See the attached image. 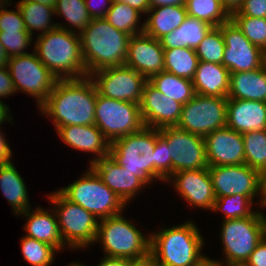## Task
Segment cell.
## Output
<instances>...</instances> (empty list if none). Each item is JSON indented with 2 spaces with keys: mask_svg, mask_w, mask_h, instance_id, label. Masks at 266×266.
<instances>
[{
  "mask_svg": "<svg viewBox=\"0 0 266 266\" xmlns=\"http://www.w3.org/2000/svg\"><path fill=\"white\" fill-rule=\"evenodd\" d=\"M266 102V69L230 73L228 97Z\"/></svg>",
  "mask_w": 266,
  "mask_h": 266,
  "instance_id": "cell-26",
  "label": "cell"
},
{
  "mask_svg": "<svg viewBox=\"0 0 266 266\" xmlns=\"http://www.w3.org/2000/svg\"><path fill=\"white\" fill-rule=\"evenodd\" d=\"M128 266H160L154 257V255L149 252L147 255L140 258L128 259Z\"/></svg>",
  "mask_w": 266,
  "mask_h": 266,
  "instance_id": "cell-49",
  "label": "cell"
},
{
  "mask_svg": "<svg viewBox=\"0 0 266 266\" xmlns=\"http://www.w3.org/2000/svg\"><path fill=\"white\" fill-rule=\"evenodd\" d=\"M245 146V164L266 174V130L242 133Z\"/></svg>",
  "mask_w": 266,
  "mask_h": 266,
  "instance_id": "cell-36",
  "label": "cell"
},
{
  "mask_svg": "<svg viewBox=\"0 0 266 266\" xmlns=\"http://www.w3.org/2000/svg\"><path fill=\"white\" fill-rule=\"evenodd\" d=\"M154 180L167 181L171 176V157L169 156L168 142L155 129V147H154Z\"/></svg>",
  "mask_w": 266,
  "mask_h": 266,
  "instance_id": "cell-41",
  "label": "cell"
},
{
  "mask_svg": "<svg viewBox=\"0 0 266 266\" xmlns=\"http://www.w3.org/2000/svg\"><path fill=\"white\" fill-rule=\"evenodd\" d=\"M246 266H266V235L244 263Z\"/></svg>",
  "mask_w": 266,
  "mask_h": 266,
  "instance_id": "cell-45",
  "label": "cell"
},
{
  "mask_svg": "<svg viewBox=\"0 0 266 266\" xmlns=\"http://www.w3.org/2000/svg\"><path fill=\"white\" fill-rule=\"evenodd\" d=\"M227 97L196 94L182 106L177 127L205 137L212 131L226 127Z\"/></svg>",
  "mask_w": 266,
  "mask_h": 266,
  "instance_id": "cell-13",
  "label": "cell"
},
{
  "mask_svg": "<svg viewBox=\"0 0 266 266\" xmlns=\"http://www.w3.org/2000/svg\"><path fill=\"white\" fill-rule=\"evenodd\" d=\"M140 16V12L128 4L114 1L106 13L105 19L117 30L133 36L144 33V23L139 27Z\"/></svg>",
  "mask_w": 266,
  "mask_h": 266,
  "instance_id": "cell-33",
  "label": "cell"
},
{
  "mask_svg": "<svg viewBox=\"0 0 266 266\" xmlns=\"http://www.w3.org/2000/svg\"><path fill=\"white\" fill-rule=\"evenodd\" d=\"M187 15L219 27L230 20L231 15L220 0H186Z\"/></svg>",
  "mask_w": 266,
  "mask_h": 266,
  "instance_id": "cell-34",
  "label": "cell"
},
{
  "mask_svg": "<svg viewBox=\"0 0 266 266\" xmlns=\"http://www.w3.org/2000/svg\"><path fill=\"white\" fill-rule=\"evenodd\" d=\"M57 134L66 145L78 151L92 152L95 157L90 164L109 156L110 142L104 137L102 131L95 125H67L57 127Z\"/></svg>",
  "mask_w": 266,
  "mask_h": 266,
  "instance_id": "cell-22",
  "label": "cell"
},
{
  "mask_svg": "<svg viewBox=\"0 0 266 266\" xmlns=\"http://www.w3.org/2000/svg\"><path fill=\"white\" fill-rule=\"evenodd\" d=\"M54 11L57 16H63L67 20L69 28L56 23L57 26L70 32H76L77 29L80 34L91 22L85 0H57Z\"/></svg>",
  "mask_w": 266,
  "mask_h": 266,
  "instance_id": "cell-35",
  "label": "cell"
},
{
  "mask_svg": "<svg viewBox=\"0 0 266 266\" xmlns=\"http://www.w3.org/2000/svg\"><path fill=\"white\" fill-rule=\"evenodd\" d=\"M147 14L144 33L157 40L178 28L187 17L185 6L153 7Z\"/></svg>",
  "mask_w": 266,
  "mask_h": 266,
  "instance_id": "cell-28",
  "label": "cell"
},
{
  "mask_svg": "<svg viewBox=\"0 0 266 266\" xmlns=\"http://www.w3.org/2000/svg\"><path fill=\"white\" fill-rule=\"evenodd\" d=\"M98 1L99 0H97V2ZM93 2H95V1L85 0L86 8H87L88 14L91 17V19L105 18L106 13L108 12V10L111 7L112 1L111 0H101V1H99V2H103V4L100 3L101 6H96L99 4V2H98V4H96L97 2H95L96 5ZM107 3H108V5H107ZM106 5H107V7H106Z\"/></svg>",
  "mask_w": 266,
  "mask_h": 266,
  "instance_id": "cell-47",
  "label": "cell"
},
{
  "mask_svg": "<svg viewBox=\"0 0 266 266\" xmlns=\"http://www.w3.org/2000/svg\"><path fill=\"white\" fill-rule=\"evenodd\" d=\"M48 198L56 208L59 230L66 247L85 249L95 244L99 220L92 213L70 202L59 191H54Z\"/></svg>",
  "mask_w": 266,
  "mask_h": 266,
  "instance_id": "cell-9",
  "label": "cell"
},
{
  "mask_svg": "<svg viewBox=\"0 0 266 266\" xmlns=\"http://www.w3.org/2000/svg\"><path fill=\"white\" fill-rule=\"evenodd\" d=\"M231 16L266 18V0H243L240 8Z\"/></svg>",
  "mask_w": 266,
  "mask_h": 266,
  "instance_id": "cell-44",
  "label": "cell"
},
{
  "mask_svg": "<svg viewBox=\"0 0 266 266\" xmlns=\"http://www.w3.org/2000/svg\"><path fill=\"white\" fill-rule=\"evenodd\" d=\"M220 262V266H246L244 263H223L221 261Z\"/></svg>",
  "mask_w": 266,
  "mask_h": 266,
  "instance_id": "cell-59",
  "label": "cell"
},
{
  "mask_svg": "<svg viewBox=\"0 0 266 266\" xmlns=\"http://www.w3.org/2000/svg\"><path fill=\"white\" fill-rule=\"evenodd\" d=\"M17 6L24 19L26 30L32 37L34 30L44 34L58 27L51 21L52 15H55L53 7L31 1H19Z\"/></svg>",
  "mask_w": 266,
  "mask_h": 266,
  "instance_id": "cell-31",
  "label": "cell"
},
{
  "mask_svg": "<svg viewBox=\"0 0 266 266\" xmlns=\"http://www.w3.org/2000/svg\"><path fill=\"white\" fill-rule=\"evenodd\" d=\"M10 3H12L11 0H0V12L5 8V6H11Z\"/></svg>",
  "mask_w": 266,
  "mask_h": 266,
  "instance_id": "cell-58",
  "label": "cell"
},
{
  "mask_svg": "<svg viewBox=\"0 0 266 266\" xmlns=\"http://www.w3.org/2000/svg\"><path fill=\"white\" fill-rule=\"evenodd\" d=\"M87 75L125 63L130 35L114 28L105 18L91 19L79 34Z\"/></svg>",
  "mask_w": 266,
  "mask_h": 266,
  "instance_id": "cell-3",
  "label": "cell"
},
{
  "mask_svg": "<svg viewBox=\"0 0 266 266\" xmlns=\"http://www.w3.org/2000/svg\"><path fill=\"white\" fill-rule=\"evenodd\" d=\"M182 104L163 95L149 81L143 87L140 114L144 127L161 129L177 126Z\"/></svg>",
  "mask_w": 266,
  "mask_h": 266,
  "instance_id": "cell-17",
  "label": "cell"
},
{
  "mask_svg": "<svg viewBox=\"0 0 266 266\" xmlns=\"http://www.w3.org/2000/svg\"><path fill=\"white\" fill-rule=\"evenodd\" d=\"M0 189L15 215L27 211L30 206L26 184L12 162L0 165Z\"/></svg>",
  "mask_w": 266,
  "mask_h": 266,
  "instance_id": "cell-29",
  "label": "cell"
},
{
  "mask_svg": "<svg viewBox=\"0 0 266 266\" xmlns=\"http://www.w3.org/2000/svg\"><path fill=\"white\" fill-rule=\"evenodd\" d=\"M192 83L196 94L228 97L230 72L222 64L199 61Z\"/></svg>",
  "mask_w": 266,
  "mask_h": 266,
  "instance_id": "cell-25",
  "label": "cell"
},
{
  "mask_svg": "<svg viewBox=\"0 0 266 266\" xmlns=\"http://www.w3.org/2000/svg\"><path fill=\"white\" fill-rule=\"evenodd\" d=\"M7 66L0 67V98L9 97L16 93L13 80Z\"/></svg>",
  "mask_w": 266,
  "mask_h": 266,
  "instance_id": "cell-46",
  "label": "cell"
},
{
  "mask_svg": "<svg viewBox=\"0 0 266 266\" xmlns=\"http://www.w3.org/2000/svg\"><path fill=\"white\" fill-rule=\"evenodd\" d=\"M11 111H9V108L7 106V104L5 105L2 100L0 99V125L3 124V122L5 121H9V122H12V116H10V113Z\"/></svg>",
  "mask_w": 266,
  "mask_h": 266,
  "instance_id": "cell-54",
  "label": "cell"
},
{
  "mask_svg": "<svg viewBox=\"0 0 266 266\" xmlns=\"http://www.w3.org/2000/svg\"><path fill=\"white\" fill-rule=\"evenodd\" d=\"M120 2L128 4L141 14H147L150 9L149 0H120Z\"/></svg>",
  "mask_w": 266,
  "mask_h": 266,
  "instance_id": "cell-50",
  "label": "cell"
},
{
  "mask_svg": "<svg viewBox=\"0 0 266 266\" xmlns=\"http://www.w3.org/2000/svg\"><path fill=\"white\" fill-rule=\"evenodd\" d=\"M68 266H84L83 264H81V263H77V262H73V263H71V264H69Z\"/></svg>",
  "mask_w": 266,
  "mask_h": 266,
  "instance_id": "cell-60",
  "label": "cell"
},
{
  "mask_svg": "<svg viewBox=\"0 0 266 266\" xmlns=\"http://www.w3.org/2000/svg\"><path fill=\"white\" fill-rule=\"evenodd\" d=\"M32 40L27 31H0V42L9 58L27 54L25 50L29 48Z\"/></svg>",
  "mask_w": 266,
  "mask_h": 266,
  "instance_id": "cell-42",
  "label": "cell"
},
{
  "mask_svg": "<svg viewBox=\"0 0 266 266\" xmlns=\"http://www.w3.org/2000/svg\"><path fill=\"white\" fill-rule=\"evenodd\" d=\"M95 125L110 143L138 132L144 127L140 103L110 99L97 93Z\"/></svg>",
  "mask_w": 266,
  "mask_h": 266,
  "instance_id": "cell-10",
  "label": "cell"
},
{
  "mask_svg": "<svg viewBox=\"0 0 266 266\" xmlns=\"http://www.w3.org/2000/svg\"><path fill=\"white\" fill-rule=\"evenodd\" d=\"M253 200L244 195H230L216 198L212 211H222L223 220L239 219L253 215L256 211L252 210Z\"/></svg>",
  "mask_w": 266,
  "mask_h": 266,
  "instance_id": "cell-37",
  "label": "cell"
},
{
  "mask_svg": "<svg viewBox=\"0 0 266 266\" xmlns=\"http://www.w3.org/2000/svg\"><path fill=\"white\" fill-rule=\"evenodd\" d=\"M216 198L230 195H244L254 201L261 195L260 206L266 208L264 176L246 164L208 166Z\"/></svg>",
  "mask_w": 266,
  "mask_h": 266,
  "instance_id": "cell-12",
  "label": "cell"
},
{
  "mask_svg": "<svg viewBox=\"0 0 266 266\" xmlns=\"http://www.w3.org/2000/svg\"><path fill=\"white\" fill-rule=\"evenodd\" d=\"M163 95L182 105L190 101L195 95L192 80L176 76L163 71L148 80Z\"/></svg>",
  "mask_w": 266,
  "mask_h": 266,
  "instance_id": "cell-30",
  "label": "cell"
},
{
  "mask_svg": "<svg viewBox=\"0 0 266 266\" xmlns=\"http://www.w3.org/2000/svg\"><path fill=\"white\" fill-rule=\"evenodd\" d=\"M212 28L207 22L187 15L178 28L161 37L159 41L164 50L184 47L195 50Z\"/></svg>",
  "mask_w": 266,
  "mask_h": 266,
  "instance_id": "cell-27",
  "label": "cell"
},
{
  "mask_svg": "<svg viewBox=\"0 0 266 266\" xmlns=\"http://www.w3.org/2000/svg\"><path fill=\"white\" fill-rule=\"evenodd\" d=\"M97 90L89 76L58 79L48 99L39 107L54 126L95 124Z\"/></svg>",
  "mask_w": 266,
  "mask_h": 266,
  "instance_id": "cell-1",
  "label": "cell"
},
{
  "mask_svg": "<svg viewBox=\"0 0 266 266\" xmlns=\"http://www.w3.org/2000/svg\"><path fill=\"white\" fill-rule=\"evenodd\" d=\"M197 266H220V262L215 259L206 257L199 265Z\"/></svg>",
  "mask_w": 266,
  "mask_h": 266,
  "instance_id": "cell-56",
  "label": "cell"
},
{
  "mask_svg": "<svg viewBox=\"0 0 266 266\" xmlns=\"http://www.w3.org/2000/svg\"><path fill=\"white\" fill-rule=\"evenodd\" d=\"M166 182H173L175 190L189 203V207L212 210L216 197L208 168L178 171Z\"/></svg>",
  "mask_w": 266,
  "mask_h": 266,
  "instance_id": "cell-18",
  "label": "cell"
},
{
  "mask_svg": "<svg viewBox=\"0 0 266 266\" xmlns=\"http://www.w3.org/2000/svg\"><path fill=\"white\" fill-rule=\"evenodd\" d=\"M124 65L147 80L164 71V49L160 41L145 33L130 36Z\"/></svg>",
  "mask_w": 266,
  "mask_h": 266,
  "instance_id": "cell-19",
  "label": "cell"
},
{
  "mask_svg": "<svg viewBox=\"0 0 266 266\" xmlns=\"http://www.w3.org/2000/svg\"><path fill=\"white\" fill-rule=\"evenodd\" d=\"M9 57L7 56L3 45L0 42V67L7 66Z\"/></svg>",
  "mask_w": 266,
  "mask_h": 266,
  "instance_id": "cell-55",
  "label": "cell"
},
{
  "mask_svg": "<svg viewBox=\"0 0 266 266\" xmlns=\"http://www.w3.org/2000/svg\"><path fill=\"white\" fill-rule=\"evenodd\" d=\"M122 214L99 220L95 243H101L107 257L133 259L147 255L151 236L143 235Z\"/></svg>",
  "mask_w": 266,
  "mask_h": 266,
  "instance_id": "cell-5",
  "label": "cell"
},
{
  "mask_svg": "<svg viewBox=\"0 0 266 266\" xmlns=\"http://www.w3.org/2000/svg\"><path fill=\"white\" fill-rule=\"evenodd\" d=\"M36 38L33 50L57 79H78L88 76L77 32L57 27L44 34H38Z\"/></svg>",
  "mask_w": 266,
  "mask_h": 266,
  "instance_id": "cell-2",
  "label": "cell"
},
{
  "mask_svg": "<svg viewBox=\"0 0 266 266\" xmlns=\"http://www.w3.org/2000/svg\"><path fill=\"white\" fill-rule=\"evenodd\" d=\"M19 215L27 217L24 227L27 232L25 236L49 244L57 251L64 248L65 244L59 230L58 219L54 209H51L49 212L41 207H37L35 210L29 208Z\"/></svg>",
  "mask_w": 266,
  "mask_h": 266,
  "instance_id": "cell-24",
  "label": "cell"
},
{
  "mask_svg": "<svg viewBox=\"0 0 266 266\" xmlns=\"http://www.w3.org/2000/svg\"><path fill=\"white\" fill-rule=\"evenodd\" d=\"M264 185H265V191H266V174L264 175Z\"/></svg>",
  "mask_w": 266,
  "mask_h": 266,
  "instance_id": "cell-61",
  "label": "cell"
},
{
  "mask_svg": "<svg viewBox=\"0 0 266 266\" xmlns=\"http://www.w3.org/2000/svg\"><path fill=\"white\" fill-rule=\"evenodd\" d=\"M223 7L231 15L236 12L243 3V0H220Z\"/></svg>",
  "mask_w": 266,
  "mask_h": 266,
  "instance_id": "cell-53",
  "label": "cell"
},
{
  "mask_svg": "<svg viewBox=\"0 0 266 266\" xmlns=\"http://www.w3.org/2000/svg\"><path fill=\"white\" fill-rule=\"evenodd\" d=\"M186 0H149L150 8L162 6H185Z\"/></svg>",
  "mask_w": 266,
  "mask_h": 266,
  "instance_id": "cell-52",
  "label": "cell"
},
{
  "mask_svg": "<svg viewBox=\"0 0 266 266\" xmlns=\"http://www.w3.org/2000/svg\"><path fill=\"white\" fill-rule=\"evenodd\" d=\"M208 166L245 164V146L242 133L227 126L204 137Z\"/></svg>",
  "mask_w": 266,
  "mask_h": 266,
  "instance_id": "cell-20",
  "label": "cell"
},
{
  "mask_svg": "<svg viewBox=\"0 0 266 266\" xmlns=\"http://www.w3.org/2000/svg\"><path fill=\"white\" fill-rule=\"evenodd\" d=\"M89 77L99 95L132 103L141 102L143 87L148 81L126 65L103 68L91 73Z\"/></svg>",
  "mask_w": 266,
  "mask_h": 266,
  "instance_id": "cell-14",
  "label": "cell"
},
{
  "mask_svg": "<svg viewBox=\"0 0 266 266\" xmlns=\"http://www.w3.org/2000/svg\"><path fill=\"white\" fill-rule=\"evenodd\" d=\"M154 147L155 129L143 127L110 143L109 156L148 185L154 180Z\"/></svg>",
  "mask_w": 266,
  "mask_h": 266,
  "instance_id": "cell-7",
  "label": "cell"
},
{
  "mask_svg": "<svg viewBox=\"0 0 266 266\" xmlns=\"http://www.w3.org/2000/svg\"><path fill=\"white\" fill-rule=\"evenodd\" d=\"M199 59L194 49L172 48L164 50V71L192 80Z\"/></svg>",
  "mask_w": 266,
  "mask_h": 266,
  "instance_id": "cell-32",
  "label": "cell"
},
{
  "mask_svg": "<svg viewBox=\"0 0 266 266\" xmlns=\"http://www.w3.org/2000/svg\"><path fill=\"white\" fill-rule=\"evenodd\" d=\"M58 191L70 202L92 213L98 220L120 214L127 206L90 166L80 179Z\"/></svg>",
  "mask_w": 266,
  "mask_h": 266,
  "instance_id": "cell-6",
  "label": "cell"
},
{
  "mask_svg": "<svg viewBox=\"0 0 266 266\" xmlns=\"http://www.w3.org/2000/svg\"><path fill=\"white\" fill-rule=\"evenodd\" d=\"M16 10H7L6 7L0 12V31H27L24 19L18 6Z\"/></svg>",
  "mask_w": 266,
  "mask_h": 266,
  "instance_id": "cell-43",
  "label": "cell"
},
{
  "mask_svg": "<svg viewBox=\"0 0 266 266\" xmlns=\"http://www.w3.org/2000/svg\"><path fill=\"white\" fill-rule=\"evenodd\" d=\"M1 128V127H0ZM12 150L6 141L5 135L0 130V165L12 162Z\"/></svg>",
  "mask_w": 266,
  "mask_h": 266,
  "instance_id": "cell-48",
  "label": "cell"
},
{
  "mask_svg": "<svg viewBox=\"0 0 266 266\" xmlns=\"http://www.w3.org/2000/svg\"><path fill=\"white\" fill-rule=\"evenodd\" d=\"M97 266H128V259L104 256Z\"/></svg>",
  "mask_w": 266,
  "mask_h": 266,
  "instance_id": "cell-51",
  "label": "cell"
},
{
  "mask_svg": "<svg viewBox=\"0 0 266 266\" xmlns=\"http://www.w3.org/2000/svg\"><path fill=\"white\" fill-rule=\"evenodd\" d=\"M219 28L225 43L222 65L230 73L253 71L264 65L266 53L253 45L231 19Z\"/></svg>",
  "mask_w": 266,
  "mask_h": 266,
  "instance_id": "cell-16",
  "label": "cell"
},
{
  "mask_svg": "<svg viewBox=\"0 0 266 266\" xmlns=\"http://www.w3.org/2000/svg\"><path fill=\"white\" fill-rule=\"evenodd\" d=\"M20 1H31V2H37L46 6H50L55 8V5L57 3V0H20Z\"/></svg>",
  "mask_w": 266,
  "mask_h": 266,
  "instance_id": "cell-57",
  "label": "cell"
},
{
  "mask_svg": "<svg viewBox=\"0 0 266 266\" xmlns=\"http://www.w3.org/2000/svg\"><path fill=\"white\" fill-rule=\"evenodd\" d=\"M230 19L253 45L266 53V18L231 16Z\"/></svg>",
  "mask_w": 266,
  "mask_h": 266,
  "instance_id": "cell-40",
  "label": "cell"
},
{
  "mask_svg": "<svg viewBox=\"0 0 266 266\" xmlns=\"http://www.w3.org/2000/svg\"><path fill=\"white\" fill-rule=\"evenodd\" d=\"M150 236V252L160 266H197L207 257L201 253L205 240L191 220Z\"/></svg>",
  "mask_w": 266,
  "mask_h": 266,
  "instance_id": "cell-4",
  "label": "cell"
},
{
  "mask_svg": "<svg viewBox=\"0 0 266 266\" xmlns=\"http://www.w3.org/2000/svg\"><path fill=\"white\" fill-rule=\"evenodd\" d=\"M221 225L224 263H245L266 235V217L259 210L249 217L224 220Z\"/></svg>",
  "mask_w": 266,
  "mask_h": 266,
  "instance_id": "cell-8",
  "label": "cell"
},
{
  "mask_svg": "<svg viewBox=\"0 0 266 266\" xmlns=\"http://www.w3.org/2000/svg\"><path fill=\"white\" fill-rule=\"evenodd\" d=\"M89 166L126 205L142 190V187L146 188L147 186L139 177L125 170L110 156L103 157L89 164Z\"/></svg>",
  "mask_w": 266,
  "mask_h": 266,
  "instance_id": "cell-21",
  "label": "cell"
},
{
  "mask_svg": "<svg viewBox=\"0 0 266 266\" xmlns=\"http://www.w3.org/2000/svg\"><path fill=\"white\" fill-rule=\"evenodd\" d=\"M21 252L24 260L32 266H50L53 264L57 250L49 244L23 236L21 238Z\"/></svg>",
  "mask_w": 266,
  "mask_h": 266,
  "instance_id": "cell-38",
  "label": "cell"
},
{
  "mask_svg": "<svg viewBox=\"0 0 266 266\" xmlns=\"http://www.w3.org/2000/svg\"><path fill=\"white\" fill-rule=\"evenodd\" d=\"M225 43L219 27H213L195 49L199 61L222 64Z\"/></svg>",
  "mask_w": 266,
  "mask_h": 266,
  "instance_id": "cell-39",
  "label": "cell"
},
{
  "mask_svg": "<svg viewBox=\"0 0 266 266\" xmlns=\"http://www.w3.org/2000/svg\"><path fill=\"white\" fill-rule=\"evenodd\" d=\"M159 133L168 142L171 175L183 170L208 168L204 137L177 126L161 128Z\"/></svg>",
  "mask_w": 266,
  "mask_h": 266,
  "instance_id": "cell-15",
  "label": "cell"
},
{
  "mask_svg": "<svg viewBox=\"0 0 266 266\" xmlns=\"http://www.w3.org/2000/svg\"><path fill=\"white\" fill-rule=\"evenodd\" d=\"M226 126L238 133L266 130V102L227 98Z\"/></svg>",
  "mask_w": 266,
  "mask_h": 266,
  "instance_id": "cell-23",
  "label": "cell"
},
{
  "mask_svg": "<svg viewBox=\"0 0 266 266\" xmlns=\"http://www.w3.org/2000/svg\"><path fill=\"white\" fill-rule=\"evenodd\" d=\"M7 68L16 93L21 91L33 96L39 107L48 99L58 81L54 74L38 59L35 51L10 57Z\"/></svg>",
  "mask_w": 266,
  "mask_h": 266,
  "instance_id": "cell-11",
  "label": "cell"
}]
</instances>
